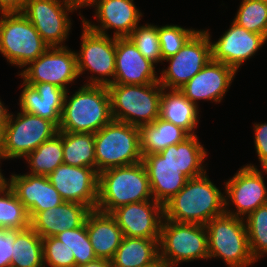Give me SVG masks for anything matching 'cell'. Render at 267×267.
I'll list each match as a JSON object with an SVG mask.
<instances>
[{"instance_id": "obj_2", "label": "cell", "mask_w": 267, "mask_h": 267, "mask_svg": "<svg viewBox=\"0 0 267 267\" xmlns=\"http://www.w3.org/2000/svg\"><path fill=\"white\" fill-rule=\"evenodd\" d=\"M66 91L59 131L96 133L113 120L107 86L83 85L71 97Z\"/></svg>"}, {"instance_id": "obj_8", "label": "cell", "mask_w": 267, "mask_h": 267, "mask_svg": "<svg viewBox=\"0 0 267 267\" xmlns=\"http://www.w3.org/2000/svg\"><path fill=\"white\" fill-rule=\"evenodd\" d=\"M48 48L34 25L21 12L1 15L0 52L11 65L27 67Z\"/></svg>"}, {"instance_id": "obj_36", "label": "cell", "mask_w": 267, "mask_h": 267, "mask_svg": "<svg viewBox=\"0 0 267 267\" xmlns=\"http://www.w3.org/2000/svg\"><path fill=\"white\" fill-rule=\"evenodd\" d=\"M55 237L73 251L76 267L97 259L86 230V222L78 228L66 229Z\"/></svg>"}, {"instance_id": "obj_30", "label": "cell", "mask_w": 267, "mask_h": 267, "mask_svg": "<svg viewBox=\"0 0 267 267\" xmlns=\"http://www.w3.org/2000/svg\"><path fill=\"white\" fill-rule=\"evenodd\" d=\"M10 267H45L42 237L31 227L15 230Z\"/></svg>"}, {"instance_id": "obj_31", "label": "cell", "mask_w": 267, "mask_h": 267, "mask_svg": "<svg viewBox=\"0 0 267 267\" xmlns=\"http://www.w3.org/2000/svg\"><path fill=\"white\" fill-rule=\"evenodd\" d=\"M94 133H69L63 131V163L90 167L96 171Z\"/></svg>"}, {"instance_id": "obj_39", "label": "cell", "mask_w": 267, "mask_h": 267, "mask_svg": "<svg viewBox=\"0 0 267 267\" xmlns=\"http://www.w3.org/2000/svg\"><path fill=\"white\" fill-rule=\"evenodd\" d=\"M42 244L44 266L48 264L49 267H76L73 251L58 238H42Z\"/></svg>"}, {"instance_id": "obj_13", "label": "cell", "mask_w": 267, "mask_h": 267, "mask_svg": "<svg viewBox=\"0 0 267 267\" xmlns=\"http://www.w3.org/2000/svg\"><path fill=\"white\" fill-rule=\"evenodd\" d=\"M28 66L18 74L27 84L47 82L67 91L66 85L79 77L76 53L66 46L49 47Z\"/></svg>"}, {"instance_id": "obj_12", "label": "cell", "mask_w": 267, "mask_h": 267, "mask_svg": "<svg viewBox=\"0 0 267 267\" xmlns=\"http://www.w3.org/2000/svg\"><path fill=\"white\" fill-rule=\"evenodd\" d=\"M77 10L68 0H26L21 12L49 47L62 45L68 38L71 20L68 12Z\"/></svg>"}, {"instance_id": "obj_20", "label": "cell", "mask_w": 267, "mask_h": 267, "mask_svg": "<svg viewBox=\"0 0 267 267\" xmlns=\"http://www.w3.org/2000/svg\"><path fill=\"white\" fill-rule=\"evenodd\" d=\"M154 63L147 60L128 38H116V84H151L159 81Z\"/></svg>"}, {"instance_id": "obj_33", "label": "cell", "mask_w": 267, "mask_h": 267, "mask_svg": "<svg viewBox=\"0 0 267 267\" xmlns=\"http://www.w3.org/2000/svg\"><path fill=\"white\" fill-rule=\"evenodd\" d=\"M29 227L27 209L7 184L0 190V229L25 230Z\"/></svg>"}, {"instance_id": "obj_29", "label": "cell", "mask_w": 267, "mask_h": 267, "mask_svg": "<svg viewBox=\"0 0 267 267\" xmlns=\"http://www.w3.org/2000/svg\"><path fill=\"white\" fill-rule=\"evenodd\" d=\"M159 239L124 236L111 264L113 267H147L159 261Z\"/></svg>"}, {"instance_id": "obj_44", "label": "cell", "mask_w": 267, "mask_h": 267, "mask_svg": "<svg viewBox=\"0 0 267 267\" xmlns=\"http://www.w3.org/2000/svg\"><path fill=\"white\" fill-rule=\"evenodd\" d=\"M4 103L0 100V128H4L8 122L10 113L8 109L3 105Z\"/></svg>"}, {"instance_id": "obj_16", "label": "cell", "mask_w": 267, "mask_h": 267, "mask_svg": "<svg viewBox=\"0 0 267 267\" xmlns=\"http://www.w3.org/2000/svg\"><path fill=\"white\" fill-rule=\"evenodd\" d=\"M117 221L123 235L145 239H159L164 218L163 205L155 200L130 203L110 213Z\"/></svg>"}, {"instance_id": "obj_46", "label": "cell", "mask_w": 267, "mask_h": 267, "mask_svg": "<svg viewBox=\"0 0 267 267\" xmlns=\"http://www.w3.org/2000/svg\"><path fill=\"white\" fill-rule=\"evenodd\" d=\"M0 159L4 160V157H0ZM7 184H8V181L5 178V176L1 173V169H0V190L3 189Z\"/></svg>"}, {"instance_id": "obj_18", "label": "cell", "mask_w": 267, "mask_h": 267, "mask_svg": "<svg viewBox=\"0 0 267 267\" xmlns=\"http://www.w3.org/2000/svg\"><path fill=\"white\" fill-rule=\"evenodd\" d=\"M236 70L222 62L210 60L179 90L196 106L197 100L221 102L231 86Z\"/></svg>"}, {"instance_id": "obj_3", "label": "cell", "mask_w": 267, "mask_h": 267, "mask_svg": "<svg viewBox=\"0 0 267 267\" xmlns=\"http://www.w3.org/2000/svg\"><path fill=\"white\" fill-rule=\"evenodd\" d=\"M143 162L104 170L98 174L96 210L111 213L119 206L154 200Z\"/></svg>"}, {"instance_id": "obj_15", "label": "cell", "mask_w": 267, "mask_h": 267, "mask_svg": "<svg viewBox=\"0 0 267 267\" xmlns=\"http://www.w3.org/2000/svg\"><path fill=\"white\" fill-rule=\"evenodd\" d=\"M48 179L63 201L81 203L95 210L98 200V173L90 167L60 164Z\"/></svg>"}, {"instance_id": "obj_4", "label": "cell", "mask_w": 267, "mask_h": 267, "mask_svg": "<svg viewBox=\"0 0 267 267\" xmlns=\"http://www.w3.org/2000/svg\"><path fill=\"white\" fill-rule=\"evenodd\" d=\"M107 88L113 120L140 127L159 117L163 89L159 82L143 85L112 83Z\"/></svg>"}, {"instance_id": "obj_43", "label": "cell", "mask_w": 267, "mask_h": 267, "mask_svg": "<svg viewBox=\"0 0 267 267\" xmlns=\"http://www.w3.org/2000/svg\"><path fill=\"white\" fill-rule=\"evenodd\" d=\"M79 267H113V266L111 264V260L97 258L95 261L89 262L87 264H82Z\"/></svg>"}, {"instance_id": "obj_5", "label": "cell", "mask_w": 267, "mask_h": 267, "mask_svg": "<svg viewBox=\"0 0 267 267\" xmlns=\"http://www.w3.org/2000/svg\"><path fill=\"white\" fill-rule=\"evenodd\" d=\"M96 172L142 161L139 127L112 120L94 133Z\"/></svg>"}, {"instance_id": "obj_47", "label": "cell", "mask_w": 267, "mask_h": 267, "mask_svg": "<svg viewBox=\"0 0 267 267\" xmlns=\"http://www.w3.org/2000/svg\"><path fill=\"white\" fill-rule=\"evenodd\" d=\"M3 129L4 128H0V157H4L3 156Z\"/></svg>"}, {"instance_id": "obj_24", "label": "cell", "mask_w": 267, "mask_h": 267, "mask_svg": "<svg viewBox=\"0 0 267 267\" xmlns=\"http://www.w3.org/2000/svg\"><path fill=\"white\" fill-rule=\"evenodd\" d=\"M147 170L153 199L164 205L175 196L189 179L183 172L165 161L159 153L142 156Z\"/></svg>"}, {"instance_id": "obj_26", "label": "cell", "mask_w": 267, "mask_h": 267, "mask_svg": "<svg viewBox=\"0 0 267 267\" xmlns=\"http://www.w3.org/2000/svg\"><path fill=\"white\" fill-rule=\"evenodd\" d=\"M205 150L197 135H191L182 143L170 145L159 154L190 179L206 173L205 166L202 165L207 156Z\"/></svg>"}, {"instance_id": "obj_32", "label": "cell", "mask_w": 267, "mask_h": 267, "mask_svg": "<svg viewBox=\"0 0 267 267\" xmlns=\"http://www.w3.org/2000/svg\"><path fill=\"white\" fill-rule=\"evenodd\" d=\"M30 167L32 175L48 176L60 164H63V131L51 139L44 141L33 152L25 158Z\"/></svg>"}, {"instance_id": "obj_25", "label": "cell", "mask_w": 267, "mask_h": 267, "mask_svg": "<svg viewBox=\"0 0 267 267\" xmlns=\"http://www.w3.org/2000/svg\"><path fill=\"white\" fill-rule=\"evenodd\" d=\"M86 230L96 257L111 260L124 237L116 219L110 213L92 210L86 219Z\"/></svg>"}, {"instance_id": "obj_34", "label": "cell", "mask_w": 267, "mask_h": 267, "mask_svg": "<svg viewBox=\"0 0 267 267\" xmlns=\"http://www.w3.org/2000/svg\"><path fill=\"white\" fill-rule=\"evenodd\" d=\"M244 219L250 252L257 262L263 254L267 255V204L258 207Z\"/></svg>"}, {"instance_id": "obj_11", "label": "cell", "mask_w": 267, "mask_h": 267, "mask_svg": "<svg viewBox=\"0 0 267 267\" xmlns=\"http://www.w3.org/2000/svg\"><path fill=\"white\" fill-rule=\"evenodd\" d=\"M208 30H198L173 56L164 59L169 66L159 76V84L169 89H179L211 60Z\"/></svg>"}, {"instance_id": "obj_17", "label": "cell", "mask_w": 267, "mask_h": 267, "mask_svg": "<svg viewBox=\"0 0 267 267\" xmlns=\"http://www.w3.org/2000/svg\"><path fill=\"white\" fill-rule=\"evenodd\" d=\"M267 42L264 35L247 31L232 22L231 27L211 44V60L222 62L236 71L244 61L255 55L257 50Z\"/></svg>"}, {"instance_id": "obj_6", "label": "cell", "mask_w": 267, "mask_h": 267, "mask_svg": "<svg viewBox=\"0 0 267 267\" xmlns=\"http://www.w3.org/2000/svg\"><path fill=\"white\" fill-rule=\"evenodd\" d=\"M158 247L159 260L166 267L209 259L208 233L202 224L177 223L163 218Z\"/></svg>"}, {"instance_id": "obj_28", "label": "cell", "mask_w": 267, "mask_h": 267, "mask_svg": "<svg viewBox=\"0 0 267 267\" xmlns=\"http://www.w3.org/2000/svg\"><path fill=\"white\" fill-rule=\"evenodd\" d=\"M142 156L159 153L170 145L182 143L191 135L183 128L158 117L139 127Z\"/></svg>"}, {"instance_id": "obj_27", "label": "cell", "mask_w": 267, "mask_h": 267, "mask_svg": "<svg viewBox=\"0 0 267 267\" xmlns=\"http://www.w3.org/2000/svg\"><path fill=\"white\" fill-rule=\"evenodd\" d=\"M198 106L179 90L170 89L168 92L162 89L160 98L159 117L186 130L190 135H196L195 129L199 122Z\"/></svg>"}, {"instance_id": "obj_41", "label": "cell", "mask_w": 267, "mask_h": 267, "mask_svg": "<svg viewBox=\"0 0 267 267\" xmlns=\"http://www.w3.org/2000/svg\"><path fill=\"white\" fill-rule=\"evenodd\" d=\"M15 230L0 229V267H10Z\"/></svg>"}, {"instance_id": "obj_14", "label": "cell", "mask_w": 267, "mask_h": 267, "mask_svg": "<svg viewBox=\"0 0 267 267\" xmlns=\"http://www.w3.org/2000/svg\"><path fill=\"white\" fill-rule=\"evenodd\" d=\"M263 172L254 164L243 166L236 174L225 182V213L242 218L247 217L258 207L267 204V188L265 186ZM231 201L236 212L229 210L227 206Z\"/></svg>"}, {"instance_id": "obj_21", "label": "cell", "mask_w": 267, "mask_h": 267, "mask_svg": "<svg viewBox=\"0 0 267 267\" xmlns=\"http://www.w3.org/2000/svg\"><path fill=\"white\" fill-rule=\"evenodd\" d=\"M8 185L27 209L30 219L37 212L56 207L64 202L48 176L29 173L12 174Z\"/></svg>"}, {"instance_id": "obj_35", "label": "cell", "mask_w": 267, "mask_h": 267, "mask_svg": "<svg viewBox=\"0 0 267 267\" xmlns=\"http://www.w3.org/2000/svg\"><path fill=\"white\" fill-rule=\"evenodd\" d=\"M233 22L247 31L267 38V3L260 0H242Z\"/></svg>"}, {"instance_id": "obj_1", "label": "cell", "mask_w": 267, "mask_h": 267, "mask_svg": "<svg viewBox=\"0 0 267 267\" xmlns=\"http://www.w3.org/2000/svg\"><path fill=\"white\" fill-rule=\"evenodd\" d=\"M224 193L205 173L190 178L185 186L163 205L164 219L177 223L206 225L225 213Z\"/></svg>"}, {"instance_id": "obj_40", "label": "cell", "mask_w": 267, "mask_h": 267, "mask_svg": "<svg viewBox=\"0 0 267 267\" xmlns=\"http://www.w3.org/2000/svg\"><path fill=\"white\" fill-rule=\"evenodd\" d=\"M254 145L263 172L267 174V123H254Z\"/></svg>"}, {"instance_id": "obj_10", "label": "cell", "mask_w": 267, "mask_h": 267, "mask_svg": "<svg viewBox=\"0 0 267 267\" xmlns=\"http://www.w3.org/2000/svg\"><path fill=\"white\" fill-rule=\"evenodd\" d=\"M82 27L81 48L75 52L79 76L88 70L98 76L93 74L85 85L108 86L115 77L116 37L94 32L84 23Z\"/></svg>"}, {"instance_id": "obj_9", "label": "cell", "mask_w": 267, "mask_h": 267, "mask_svg": "<svg viewBox=\"0 0 267 267\" xmlns=\"http://www.w3.org/2000/svg\"><path fill=\"white\" fill-rule=\"evenodd\" d=\"M58 127L47 119L26 112L10 113L3 129L4 159L25 158L44 141L58 133Z\"/></svg>"}, {"instance_id": "obj_19", "label": "cell", "mask_w": 267, "mask_h": 267, "mask_svg": "<svg viewBox=\"0 0 267 267\" xmlns=\"http://www.w3.org/2000/svg\"><path fill=\"white\" fill-rule=\"evenodd\" d=\"M134 0H97L92 6L95 8V17L100 22L96 26L85 20L84 23L90 30L107 35L108 29L116 30L113 37L125 38L138 26L142 13L136 8ZM95 5V6H94Z\"/></svg>"}, {"instance_id": "obj_42", "label": "cell", "mask_w": 267, "mask_h": 267, "mask_svg": "<svg viewBox=\"0 0 267 267\" xmlns=\"http://www.w3.org/2000/svg\"><path fill=\"white\" fill-rule=\"evenodd\" d=\"M25 2L26 0H0V14L22 12Z\"/></svg>"}, {"instance_id": "obj_22", "label": "cell", "mask_w": 267, "mask_h": 267, "mask_svg": "<svg viewBox=\"0 0 267 267\" xmlns=\"http://www.w3.org/2000/svg\"><path fill=\"white\" fill-rule=\"evenodd\" d=\"M21 86L23 87L19 99L21 111L52 121L58 127L66 90L47 82L36 84L23 82Z\"/></svg>"}, {"instance_id": "obj_45", "label": "cell", "mask_w": 267, "mask_h": 267, "mask_svg": "<svg viewBox=\"0 0 267 267\" xmlns=\"http://www.w3.org/2000/svg\"><path fill=\"white\" fill-rule=\"evenodd\" d=\"M76 9L92 6L97 0H68Z\"/></svg>"}, {"instance_id": "obj_7", "label": "cell", "mask_w": 267, "mask_h": 267, "mask_svg": "<svg viewBox=\"0 0 267 267\" xmlns=\"http://www.w3.org/2000/svg\"><path fill=\"white\" fill-rule=\"evenodd\" d=\"M205 227L209 258H221L229 267H248L256 262L250 252L244 219L224 213L212 218Z\"/></svg>"}, {"instance_id": "obj_48", "label": "cell", "mask_w": 267, "mask_h": 267, "mask_svg": "<svg viewBox=\"0 0 267 267\" xmlns=\"http://www.w3.org/2000/svg\"><path fill=\"white\" fill-rule=\"evenodd\" d=\"M147 267H166V266L159 260L155 265L147 266Z\"/></svg>"}, {"instance_id": "obj_23", "label": "cell", "mask_w": 267, "mask_h": 267, "mask_svg": "<svg viewBox=\"0 0 267 267\" xmlns=\"http://www.w3.org/2000/svg\"><path fill=\"white\" fill-rule=\"evenodd\" d=\"M92 209L81 203L64 201L56 207L37 212L30 219V227L42 238L56 236L66 229L83 226Z\"/></svg>"}, {"instance_id": "obj_37", "label": "cell", "mask_w": 267, "mask_h": 267, "mask_svg": "<svg viewBox=\"0 0 267 267\" xmlns=\"http://www.w3.org/2000/svg\"><path fill=\"white\" fill-rule=\"evenodd\" d=\"M128 38L147 60L154 64L160 61L163 62L158 36V26L151 24L137 26Z\"/></svg>"}, {"instance_id": "obj_38", "label": "cell", "mask_w": 267, "mask_h": 267, "mask_svg": "<svg viewBox=\"0 0 267 267\" xmlns=\"http://www.w3.org/2000/svg\"><path fill=\"white\" fill-rule=\"evenodd\" d=\"M197 31L185 29L178 25L158 27L162 59L175 55Z\"/></svg>"}]
</instances>
